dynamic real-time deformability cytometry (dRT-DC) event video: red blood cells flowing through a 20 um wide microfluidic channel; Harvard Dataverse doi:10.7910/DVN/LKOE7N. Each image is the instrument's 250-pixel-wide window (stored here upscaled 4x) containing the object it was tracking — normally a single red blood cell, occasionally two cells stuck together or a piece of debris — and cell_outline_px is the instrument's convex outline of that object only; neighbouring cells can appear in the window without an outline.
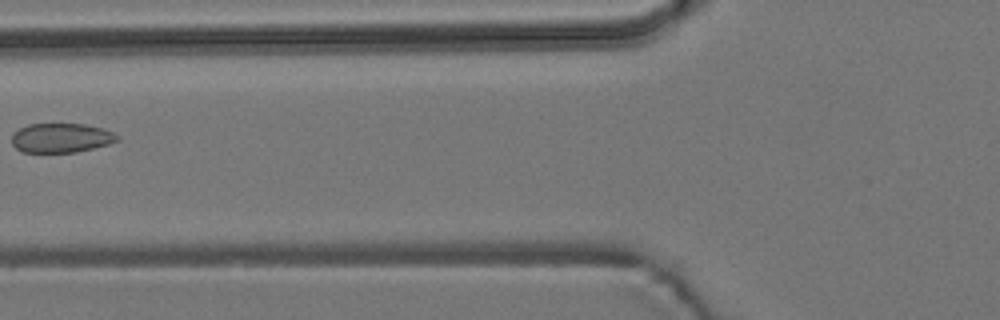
{"species": "common noctule bat (a hibernating species)", "species_latin": "Nyctalus noctula", "temperature_condition": "room temperature", "stored_images_in_passage": 7, "camera_frame_rate_fps": 3000, "um_per_image_px": 0.085, "animal": {"sex": "male", "body_mass_g": 19.2, "forearm_length_mm": 51.8}, "frame": {"image": 1, "passage_image": 7, "time_ms": 7.0, "image_size_px": [1000, 320], "cell_outline_px": [[120, 140], [108, 144], [76, 152], [24, 152], [16, 148], [12, 144], [12, 132], [28, 124], [84, 124], [104, 128], [120, 136]], "centroid_in_image_um": [5.2, 11.71], "position_along_channel_um": 120.6, "area_um2": 18.09}}